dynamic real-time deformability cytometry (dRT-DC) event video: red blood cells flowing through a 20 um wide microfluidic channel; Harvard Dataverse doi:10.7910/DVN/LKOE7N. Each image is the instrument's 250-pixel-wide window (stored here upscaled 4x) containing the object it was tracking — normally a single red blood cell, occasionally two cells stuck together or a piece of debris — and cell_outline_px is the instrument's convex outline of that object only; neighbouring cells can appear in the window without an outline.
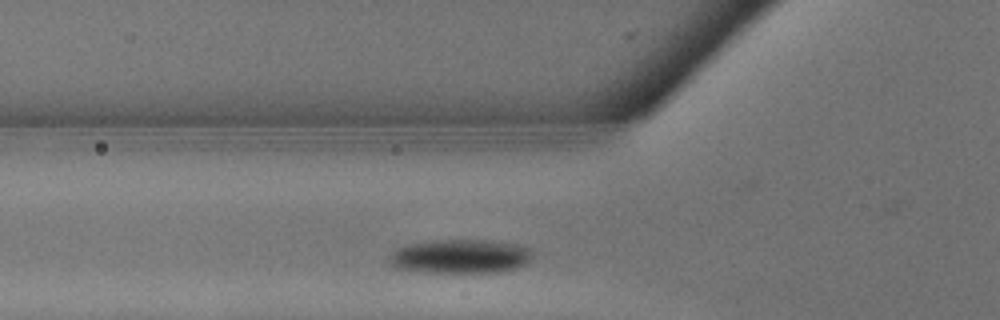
{"species": "common noctule bat (a hibernating species)", "species_latin": "Nyctalus noctula", "temperature_condition": "warm", "stored_images_in_passage": 15, "camera_frame_rate_fps": 3000, "um_per_image_px": 0.085, "animal": {"sex": "male", "body_mass_g": 13.3}, "frame": {"image": 1, "passage_image": 4, "time_ms": 1.0, "image_size_px": [1000, 320], "cell_outline_px": [[532, 256], [524, 264], [516, 268], [500, 272], [428, 272], [396, 268], [392, 264], [388, 256], [392, 252], [408, 244], [432, 240], [492, 240], [516, 244], [528, 248], [532, 252]], "centroid_in_image_um": [39.13, 21.78], "position_along_channel_um": 86.7, "area_um2": 28.21}}
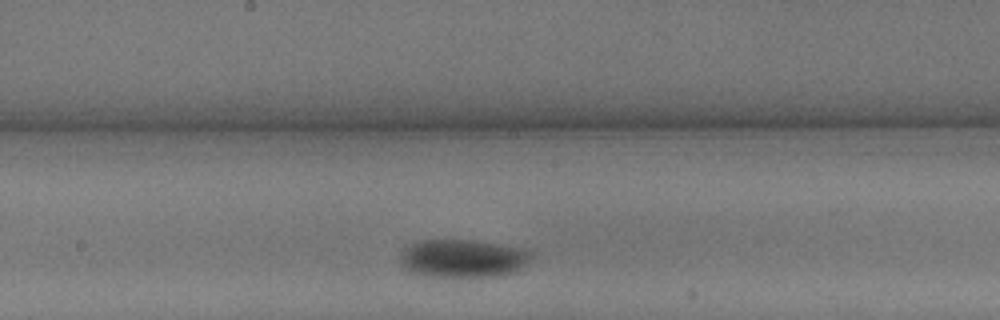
{"frame": {"image": 2, "passage_image": 9, "time_ms": 2.667, "image_size_px": [1000, 320], "cell_outline_px": [[532, 252], [520, 268], [516, 272], [500, 276], [424, 276], [412, 272], [400, 260], [400, 252], [404, 248], [420, 240], [472, 240], [496, 244], [516, 248]], "centroid_in_image_um": [39.29, 21.96], "position_along_channel_um": 208.9, "area_um2": 28.38}}
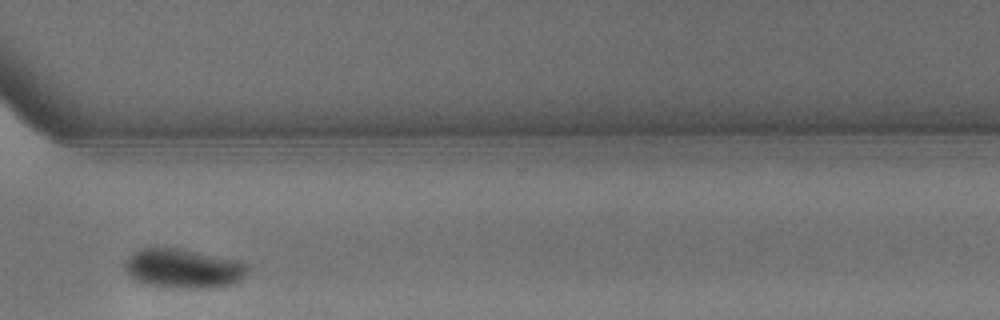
{"frame": {"image": 3, "passage_image": 15, "time_ms": 4.667, "image_size_px": [1000, 320], "cell_outline_px": [[248, 268], [240, 280], [228, 284], [212, 288], [180, 288], [148, 284], [136, 280], [124, 268], [128, 256], [132, 252], [140, 248], [176, 248], [240, 260]], "centroid_in_image_um": [15.56, 22.81], "position_along_channel_um": 355.0, "area_um2": 27.69}}